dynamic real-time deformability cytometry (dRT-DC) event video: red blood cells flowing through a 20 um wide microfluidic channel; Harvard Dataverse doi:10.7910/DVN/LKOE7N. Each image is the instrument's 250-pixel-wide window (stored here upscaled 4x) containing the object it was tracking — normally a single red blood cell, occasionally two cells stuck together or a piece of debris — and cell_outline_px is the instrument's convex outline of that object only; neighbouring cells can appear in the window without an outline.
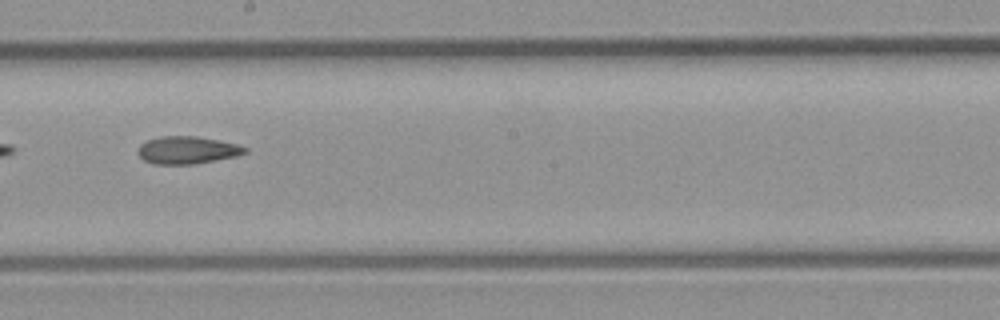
{"species": "common noctule bat (a hibernating species)", "species_latin": "Nyctalus noctula", "temperature_condition": "room temperature", "stored_images_in_passage": 22, "camera_frame_rate_fps": 3000, "um_per_image_px": 0.085, "animal": {"sex": "male", "body_mass_g": 23.1, "forearm_length_mm": 52.7}, "frame": {"image": 1, "passage_image": 10, "time_ms": 3.0, "image_size_px": [1000, 320], "cell_outline_px": [[248, 152], [236, 156], [196, 164], [152, 164], [144, 160], [140, 156], [140, 144], [148, 140], [160, 136], [196, 136], [236, 144], [248, 148]], "centroid_in_image_um": [15.94, 12.76], "position_along_channel_um": 232.3, "area_um2": 16.99}}